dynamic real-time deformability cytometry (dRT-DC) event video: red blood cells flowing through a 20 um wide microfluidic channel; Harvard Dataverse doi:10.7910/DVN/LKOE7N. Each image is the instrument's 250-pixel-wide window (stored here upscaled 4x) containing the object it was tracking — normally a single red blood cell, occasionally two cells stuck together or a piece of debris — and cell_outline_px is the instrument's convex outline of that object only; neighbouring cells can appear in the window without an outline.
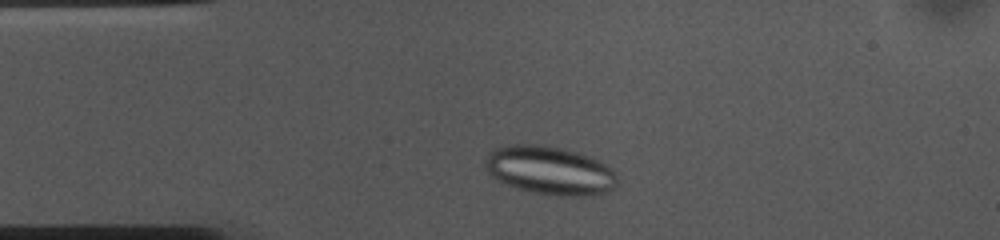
{"species": "common noctule bat (a hibernating species)", "species_latin": "Nyctalus noctula", "temperature_condition": "cold", "stored_images_in_passage": 37, "camera_frame_rate_fps": 3000, "um_per_image_px": 0.085, "animal": {"sex": "female", "body_mass_g": 10.0, "forearm_length_mm": 53.1}, "frame": {"image": 1, "passage_image": 5, "time_ms": 1.333, "image_size_px": [1000, 240], "cell_outline_px": [[616, 184], [612, 188], [600, 196], [556, 196], [516, 188], [492, 176], [488, 172], [484, 164], [488, 152], [492, 148], [508, 144], [544, 144], [564, 148], [588, 156], [612, 168], [616, 176]], "centroid_in_image_um": [46.72, 14.47], "position_along_channel_um": 38.3, "area_um2": 37.51}}
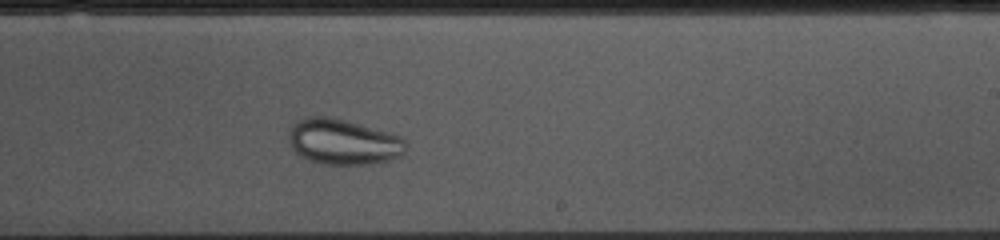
{"frame": {"image": 2, "passage_image": 25, "time_ms": 8.0, "image_size_px": [1000, 240], "cell_outline_px": [[408, 144], [404, 152], [400, 156], [388, 160], [364, 164], [324, 164], [312, 160], [296, 152], [292, 148], [288, 140], [288, 136], [292, 128], [300, 120], [308, 116], [328, 116], [344, 120], [388, 132], [400, 136], [408, 140]], "centroid_in_image_um": [29.22, 12.05], "position_along_channel_um": 259.8, "area_um2": 30.63}}
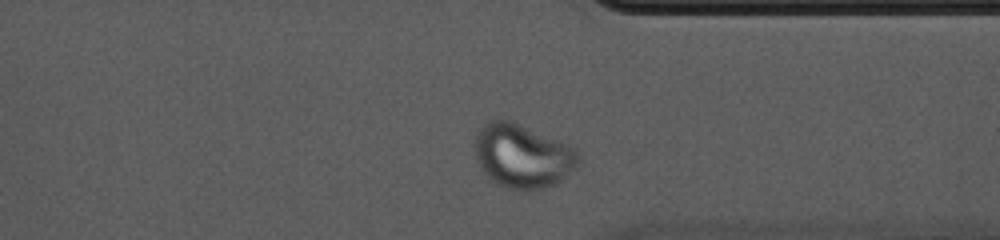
{"frame": {"image": 3, "passage_image": 34, "time_ms": 11.0, "image_size_px": [1000, 240], "cell_outline_px": [[576, 168], [560, 180], [544, 188], [528, 192], [508, 188], [492, 180], [480, 168], [476, 156], [476, 136], [480, 128], [488, 120], [508, 120], [556, 140], [572, 148], [576, 152]], "centroid_in_image_um": [44.36, 13.29], "position_along_channel_um": 367.0, "area_um2": 37.45}}